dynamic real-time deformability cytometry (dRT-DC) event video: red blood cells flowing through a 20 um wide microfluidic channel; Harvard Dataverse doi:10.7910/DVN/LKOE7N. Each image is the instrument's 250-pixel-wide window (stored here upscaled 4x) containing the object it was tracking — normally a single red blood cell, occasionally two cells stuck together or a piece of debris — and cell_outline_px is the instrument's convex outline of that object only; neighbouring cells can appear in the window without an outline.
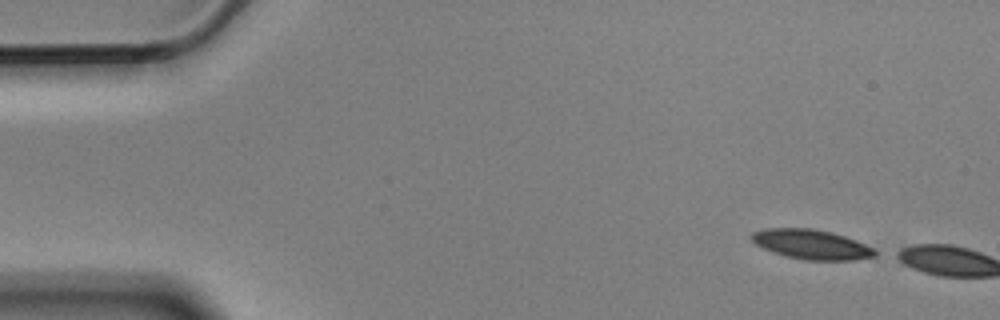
{"species": "Egyptian fruit bat (a non-hibernating species)", "species_latin": "Rousettus aegyptiacus", "temperature_condition": "cold", "stored_images_in_passage": 5, "segment_of_instrument_passage": [2, 2], "camera_frame_rate_fps": 3000, "um_per_image_px": 0.085, "animal": {"sex": "male"}, "frame": {"image": 1, "passage_image": 5, "time_ms": 1.333, "image_size_px": [1000, 320], "cell_outline_px": [[880, 252], [876, 256], [856, 260], [804, 260], [772, 252], [756, 244], [752, 240], [752, 232], [768, 228], [812, 228], [832, 232], [856, 240]], "centroid_in_image_um": [69.01, 20.77], "position_along_channel_um": 16.0, "area_um2": 21.27}}